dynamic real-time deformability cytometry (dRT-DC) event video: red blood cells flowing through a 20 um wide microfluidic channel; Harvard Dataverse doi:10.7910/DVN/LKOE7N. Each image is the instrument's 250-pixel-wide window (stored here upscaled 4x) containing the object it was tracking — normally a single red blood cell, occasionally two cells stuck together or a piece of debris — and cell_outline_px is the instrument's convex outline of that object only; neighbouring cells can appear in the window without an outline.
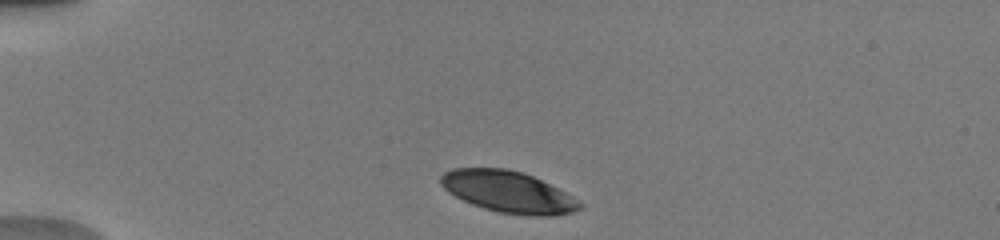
{"species": "human", "species_latin": "Homo sapiens", "temperature_condition": "warm", "stored_images_in_passage": 23, "camera_frame_rate_fps": 3000, "um_per_image_px": 0.085, "donor": {"sex": "male"}, "frame": {"image": 1, "passage_image": 2, "time_ms": 0.333, "image_size_px": [1000, 240], "cell_outline_px": [[584, 204], [580, 208], [572, 212], [552, 216], [536, 216], [500, 212], [484, 208], [472, 204], [448, 192], [440, 184], [440, 176], [444, 172], [452, 168], [504, 168], [524, 172], [572, 196]], "centroid_in_image_um": [43.17, 16.3], "position_along_channel_um": 41.8, "area_um2": 33.29}}
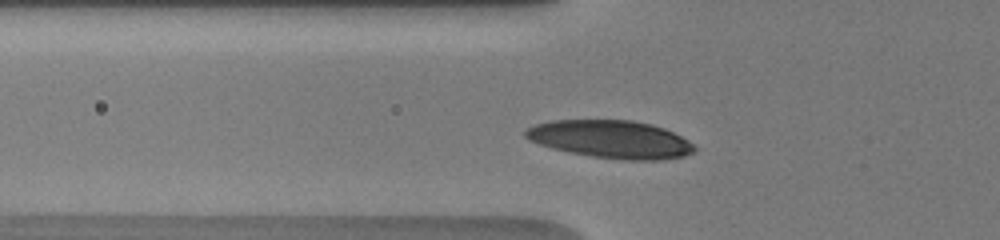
{"frame": {"image": 2, "passage_image": 10, "time_ms": 2.333, "image_size_px": [1000, 240], "cell_outline_px": [[696, 152], [684, 156], [664, 160], [624, 160], [592, 156], [552, 148], [528, 140], [524, 136], [524, 132], [528, 128], [536, 124], [552, 120], [632, 120], [652, 124], [664, 128], [688, 140], [696, 148]], "centroid_in_image_um": [51.94, 11.84], "position_along_channel_um": 73.9, "area_um2": 37.22}}
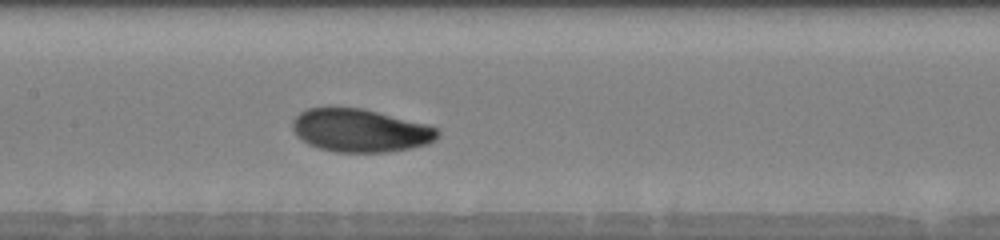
{"frame": {"image": 3, "passage_image": 21, "time_ms": 5.0, "image_size_px": [1000, 240], "cell_outline_px": [[440, 136], [436, 140], [428, 144], [388, 152], [336, 152], [320, 148], [308, 144], [296, 136], [292, 128], [292, 120], [300, 112], [308, 108], [328, 104], [364, 108], [440, 128]], "centroid_in_image_um": [30.58, 11.05], "position_along_channel_um": 176.8, "area_um2": 37.28}}